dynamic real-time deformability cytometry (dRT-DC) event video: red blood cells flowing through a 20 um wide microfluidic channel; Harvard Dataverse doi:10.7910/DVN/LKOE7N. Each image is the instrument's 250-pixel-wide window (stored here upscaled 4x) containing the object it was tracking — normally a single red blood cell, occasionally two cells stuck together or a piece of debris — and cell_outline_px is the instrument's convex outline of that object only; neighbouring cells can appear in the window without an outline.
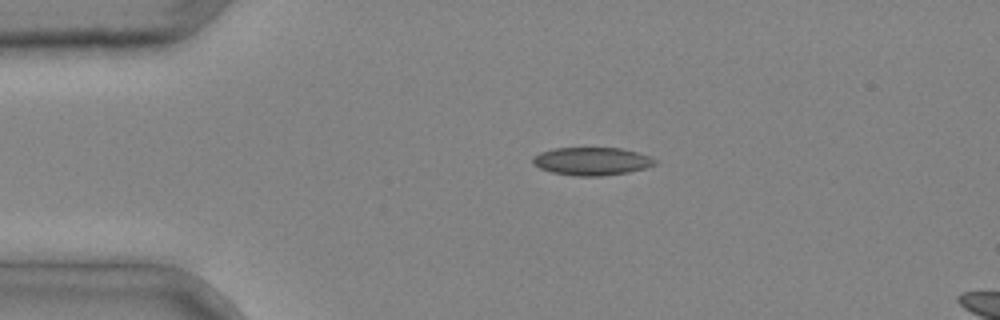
{"species": "common noctule bat (a hibernating species)", "species_latin": "Nyctalus noctula", "temperature_condition": "cold", "stored_images_in_passage": 2, "camera_frame_rate_fps": 3000, "um_per_image_px": 0.085, "animal": {"sex": "male", "body_mass_g": 20.4}, "frame": {"image": 1, "passage_image": 2, "time_ms": 0.333, "image_size_px": [1000, 320], "cell_outline_px": [[656, 164], [648, 168], [628, 172], [604, 176], [572, 176], [552, 172], [540, 168], [532, 164], [532, 156], [540, 152], [556, 148], [620, 148], [636, 152], [648, 156], [656, 160]], "centroid_in_image_um": [50.28, 13.71], "position_along_channel_um": 34.7, "area_um2": 20.0}}